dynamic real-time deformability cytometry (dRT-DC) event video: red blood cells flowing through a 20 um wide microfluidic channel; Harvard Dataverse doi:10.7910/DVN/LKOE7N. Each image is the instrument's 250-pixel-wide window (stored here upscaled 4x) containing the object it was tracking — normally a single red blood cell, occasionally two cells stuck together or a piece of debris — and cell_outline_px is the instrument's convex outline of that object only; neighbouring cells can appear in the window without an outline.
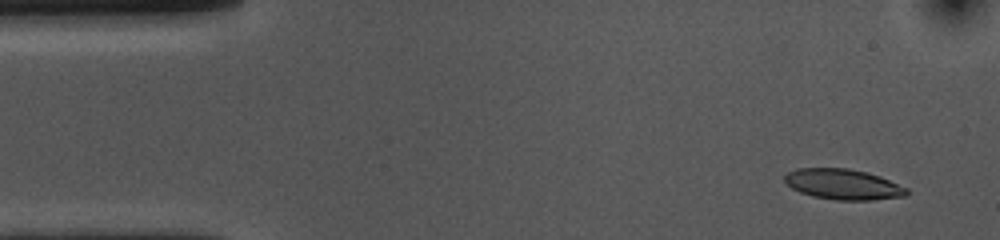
{"species": "common noctule bat (a hibernating species)", "species_latin": "Nyctalus noctula", "temperature_condition": "cold", "stored_images_in_passage": 53, "camera_frame_rate_fps": 3000, "um_per_image_px": 0.085, "animal": {"sex": "female", "body_mass_g": 10.0, "forearm_length_mm": 53.1}, "frame": {"image": 1, "passage_image": 3, "time_ms": 0.667, "image_size_px": [1000, 240], "cell_outline_px": [[908, 196], [872, 200], [836, 200], [812, 196], [800, 192], [792, 188], [784, 180], [784, 176], [788, 172], [796, 168], [848, 168], [868, 172], [880, 176], [908, 188]], "centroid_in_image_um": [71.69, 15.66], "position_along_channel_um": 13.3, "area_um2": 21.85}}
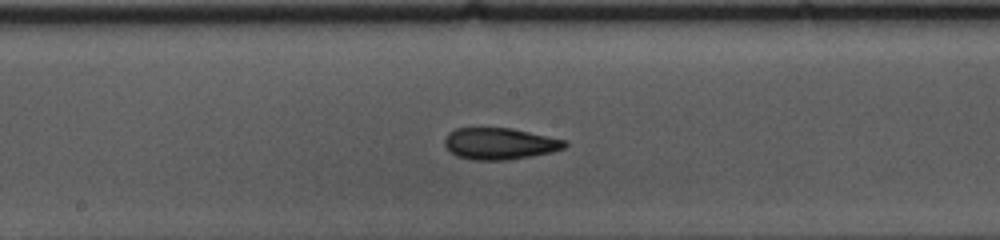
{"frame": {"image": 2, "passage_image": 26, "time_ms": 8.333, "image_size_px": [1000, 240], "cell_outline_px": [[568, 144], [564, 148], [552, 152], [532, 156], [508, 160], [472, 160], [456, 156], [444, 144], [444, 136], [448, 132], [456, 128], [512, 128], [568, 140]], "centroid_in_image_um": [42.49, 12.21], "position_along_channel_um": 205.7, "area_um2": 22.37}}
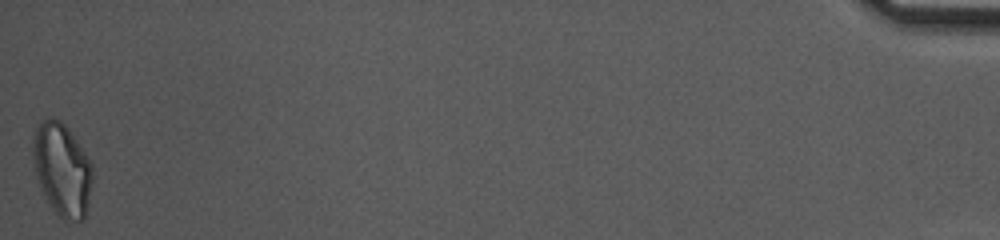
{"frame": {"image": 3, "passage_image": 53, "time_ms": 17.333, "image_size_px": [1000, 240], "cell_outline_px": [[92, 180], [88, 204], [84, 220], [64, 220], [48, 204], [36, 176], [32, 152], [32, 148], [36, 128], [48, 116], [52, 116], [60, 120], [68, 128], [88, 156], [92, 164]], "centroid_in_image_um": [5.28, 14.39], "position_along_channel_um": 429.9, "area_um2": 32.14}, "authors_computed_cell_mechanics": {"area_um2": 22.3686, "velocity_mm_per_s": 3.6385, "shape_relaxation_time_tau1_ms": 6.588, "shape_relaxation_time_tau2_ms": 3.4241, "deformation_change_tau1": 0.1569, "deformation_change_tau2": 0.1061}}